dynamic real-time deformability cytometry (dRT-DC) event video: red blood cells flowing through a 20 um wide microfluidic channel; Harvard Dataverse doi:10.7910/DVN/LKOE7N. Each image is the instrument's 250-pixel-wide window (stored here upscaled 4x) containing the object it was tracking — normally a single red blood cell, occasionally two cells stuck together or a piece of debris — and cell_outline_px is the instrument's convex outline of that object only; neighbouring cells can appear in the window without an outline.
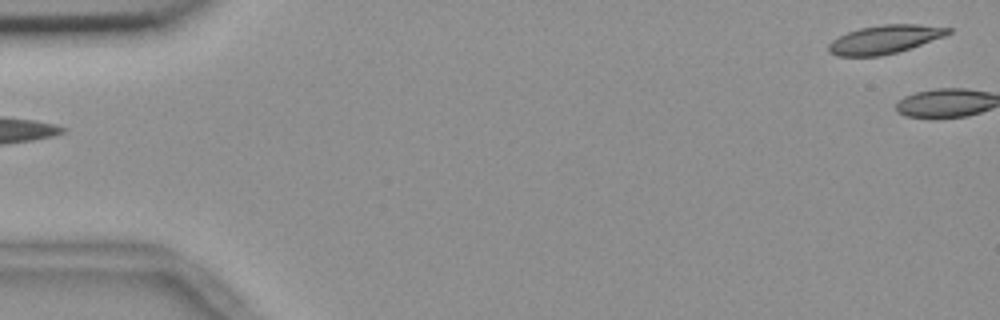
{"species": "common noctule bat (a hibernating species)", "species_latin": "Nyctalus noctula", "temperature_condition": "room temperature", "stored_images_in_passage": 5, "camera_frame_rate_fps": 3000, "um_per_image_px": 0.085, "animal": {"sex": "female", "body_mass_g": 18.4}, "frame": {"image": 1, "passage_image": 5, "time_ms": 1.333, "image_size_px": [1000, 320], "cell_outline_px": [[952, 32], [944, 36], [896, 52], [880, 56], [836, 56], [828, 52], [828, 44], [832, 40], [848, 32], [860, 28], [884, 24], [920, 24], [952, 28]], "centroid_in_image_um": [75.18, 3.34], "position_along_channel_um": 9.8, "area_um2": 19.65}}